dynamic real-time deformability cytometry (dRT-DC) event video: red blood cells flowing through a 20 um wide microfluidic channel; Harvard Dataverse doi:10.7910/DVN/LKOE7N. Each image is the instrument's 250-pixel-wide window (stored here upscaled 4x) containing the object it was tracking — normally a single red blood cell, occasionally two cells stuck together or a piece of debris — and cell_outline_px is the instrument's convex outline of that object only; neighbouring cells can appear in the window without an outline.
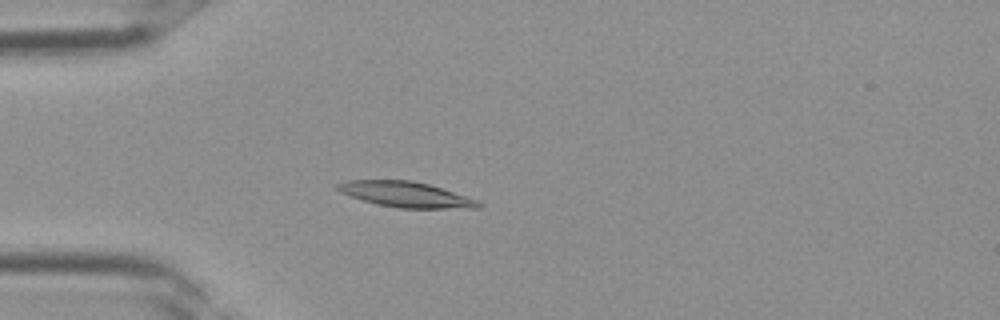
{"species": "Egyptian fruit bat (a non-hibernating species)", "species_latin": "Rousettus aegyptiacus", "temperature_condition": "room temperature", "stored_images_in_passage": 37, "camera_frame_rate_fps": 3000, "um_per_image_px": 0.085, "frame": {"image": 1, "passage_image": 11, "time_ms": 3.333, "image_size_px": [1000, 320], "cell_outline_px": [[484, 204], [480, 208], [400, 208], [380, 204], [364, 200], [340, 192], [332, 184], [344, 180], [412, 180], [428, 184], [480, 200]], "centroid_in_image_um": [34.51, 16.52], "position_along_channel_um": 50.5, "area_um2": 20.92}}
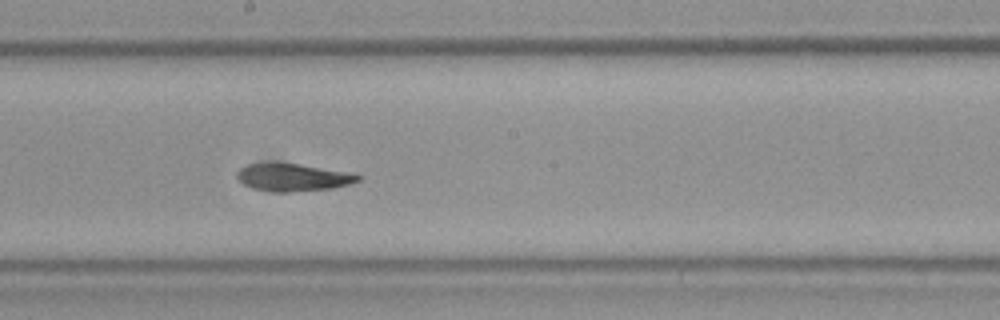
{"frame": {"image": 2, "passage_image": 21, "time_ms": 6.667, "image_size_px": [1000, 320], "cell_outline_px": [[360, 180], [348, 184], [332, 188], [292, 192], [272, 192], [252, 188], [236, 180], [236, 172], [240, 168], [248, 164], [300, 164], [344, 172], [360, 176]], "centroid_in_image_um": [24.82, 15.1], "position_along_channel_um": 223.4, "area_um2": 19.02}}
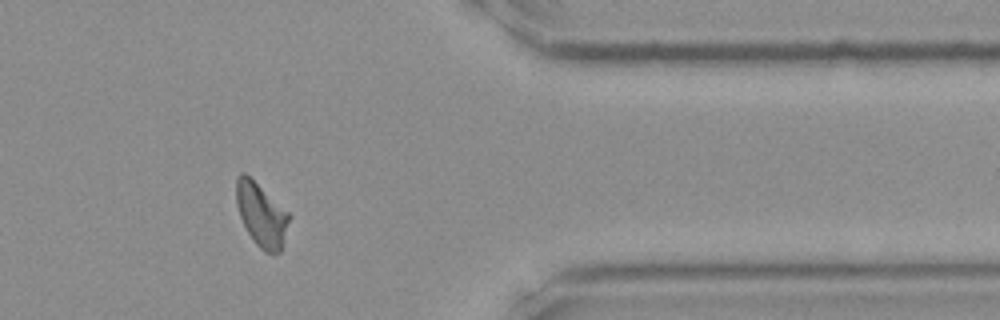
{"frame": {"image": 3, "passage_image": 31, "time_ms": 10.0, "image_size_px": [1000, 320], "cell_outline_px": [[292, 216], [280, 252], [264, 252], [256, 244], [248, 232], [240, 216], [236, 204], [236, 176], [240, 172], [244, 172], [288, 212]], "centroid_in_image_um": [22.22, 18.25], "position_along_channel_um": 389.2, "area_um2": 19.31}}